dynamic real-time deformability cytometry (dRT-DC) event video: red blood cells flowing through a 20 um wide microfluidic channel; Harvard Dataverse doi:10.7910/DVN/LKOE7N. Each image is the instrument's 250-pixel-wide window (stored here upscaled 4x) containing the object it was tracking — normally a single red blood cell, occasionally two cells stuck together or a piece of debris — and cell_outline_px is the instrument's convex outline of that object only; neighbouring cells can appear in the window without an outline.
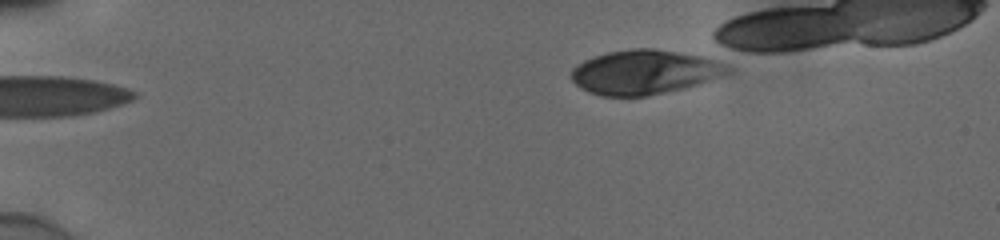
{"species": "human", "species_latin": "Homo sapiens", "temperature_condition": "cold", "stored_images_in_passage": 40, "camera_frame_rate_fps": 3000, "um_per_image_px": 0.085, "donor": {"sex": "male"}, "frame": {"image": 1, "passage_image": 1, "time_ms": 0.0, "image_size_px": [1000, 240], "cell_outline_px": [[728, 72], [700, 84], [684, 88], [644, 96], [600, 96], [588, 92], [580, 88], [572, 80], [572, 68], [584, 60], [608, 52], [632, 48], [652, 48], [700, 56], [712, 60], [720, 64]], "centroid_in_image_um": [54.67, 6.14], "position_along_channel_um": 30.3, "area_um2": 39.59}}
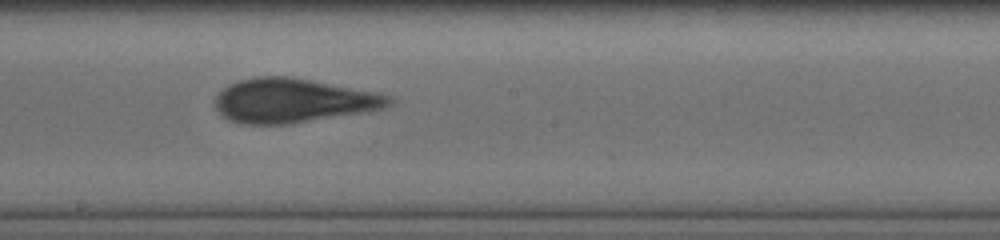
{"frame": {"image": 2, "passage_image": 23, "time_ms": 7.333, "image_size_px": [1000, 240], "cell_outline_px": [[396, 100], [392, 104], [384, 108], [368, 112], [292, 124], [240, 124], [228, 120], [216, 108], [216, 96], [228, 84], [252, 76], [288, 76], [376, 92], [392, 96]], "centroid_in_image_um": [24.95, 8.56], "position_along_channel_um": 223.3, "area_um2": 45.08}}
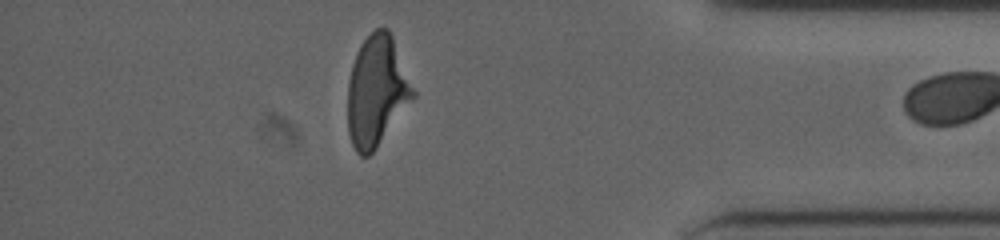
{"frame": {"image": 3, "passage_image": 39, "time_ms": 12.667, "image_size_px": [1000, 240], "cell_outline_px": [[416, 96], [376, 148], [368, 156], [360, 156], [356, 152], [352, 144], [348, 132], [348, 80], [352, 64], [356, 52], [360, 44], [376, 28], [388, 28], [392, 36], [416, 92]], "centroid_in_image_um": [32.02, 7.75], "position_along_channel_um": 403.2, "area_um2": 42.02}}